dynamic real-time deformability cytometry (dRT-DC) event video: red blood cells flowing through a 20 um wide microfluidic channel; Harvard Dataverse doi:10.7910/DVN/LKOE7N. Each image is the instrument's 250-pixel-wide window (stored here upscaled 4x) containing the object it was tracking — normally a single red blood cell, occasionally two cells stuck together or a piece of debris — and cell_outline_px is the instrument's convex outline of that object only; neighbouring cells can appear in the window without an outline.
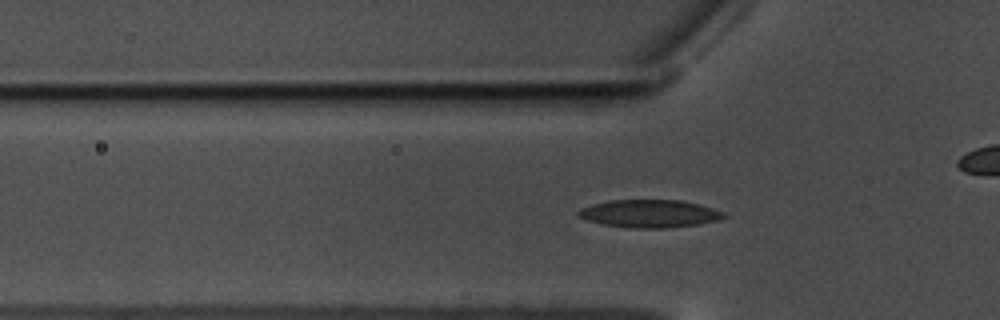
{"species": "common noctule bat (a hibernating species)", "species_latin": "Nyctalus noctula", "temperature_condition": "warm", "stored_images_in_passage": 46, "camera_frame_rate_fps": 3000, "um_per_image_px": 0.085, "animal": {"sex": "male", "body_mass_g": 17.5, "forearm_length_mm": 52.3}, "frame": {"image": 1, "passage_image": 16, "time_ms": 5.0, "image_size_px": [1000, 320], "cell_outline_px": [[728, 216], [720, 220], [696, 224], [664, 228], [628, 228], [604, 224], [588, 220], [580, 216], [576, 212], [580, 208], [592, 204], [608, 200], [680, 200], [700, 204], [724, 212]], "centroid_in_image_um": [55.23, 18.15], "position_along_channel_um": 70.6, "area_um2": 23.52}}
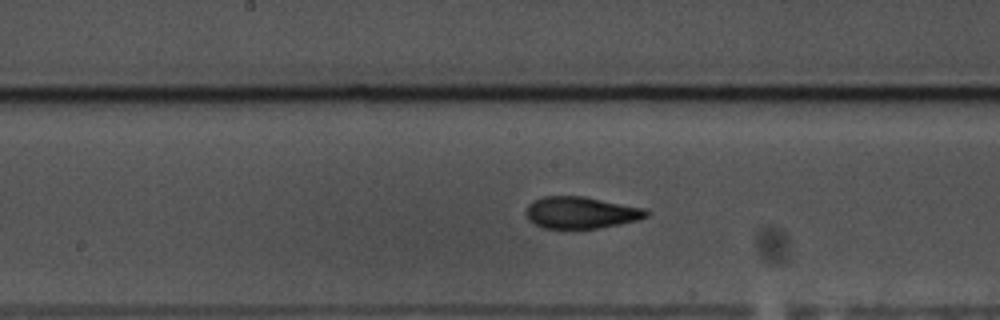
{"frame": {"image": 2, "passage_image": 27, "time_ms": 8.667, "image_size_px": [1000, 320], "cell_outline_px": [[648, 216], [636, 220], [600, 228], [544, 228], [528, 220], [524, 212], [528, 204], [532, 200], [544, 196], [584, 196], [644, 208], [648, 212]], "centroid_in_image_um": [49.32, 18.06], "position_along_channel_um": 198.9, "area_um2": 22.25}}
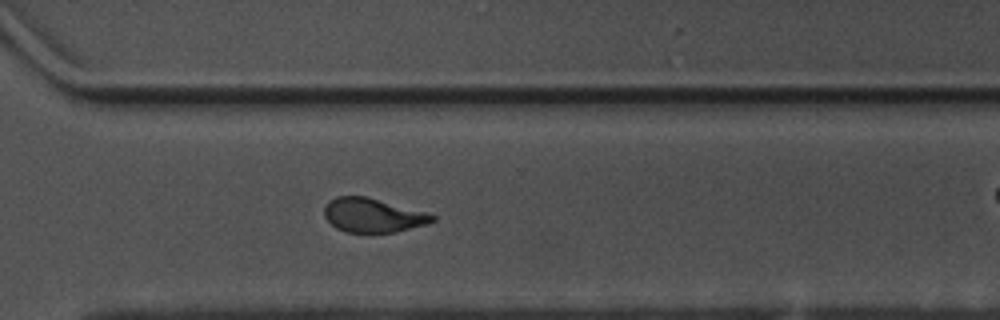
{"frame": {"image": 3, "passage_image": 39, "time_ms": 12.667, "image_size_px": [1000, 320], "cell_outline_px": [[436, 220], [428, 224], [396, 232], [344, 232], [336, 228], [324, 216], [324, 208], [328, 200], [336, 196], [368, 196], [424, 212], [436, 216]], "centroid_in_image_um": [31.68, 18.29], "position_along_channel_um": 338.9, "area_um2": 21.5}, "authors_computed_cell_mechanics": {"area_um2": 22.1952, "velocity_mm_per_s": 3.501, "shape_relaxation_time_tau1_ms": 4.1917, "shape_relaxation_time_tau2_ms": 1.7449, "deformation_change_tau1": 0.1503, "deformation_change_tau2": 0.0848}}